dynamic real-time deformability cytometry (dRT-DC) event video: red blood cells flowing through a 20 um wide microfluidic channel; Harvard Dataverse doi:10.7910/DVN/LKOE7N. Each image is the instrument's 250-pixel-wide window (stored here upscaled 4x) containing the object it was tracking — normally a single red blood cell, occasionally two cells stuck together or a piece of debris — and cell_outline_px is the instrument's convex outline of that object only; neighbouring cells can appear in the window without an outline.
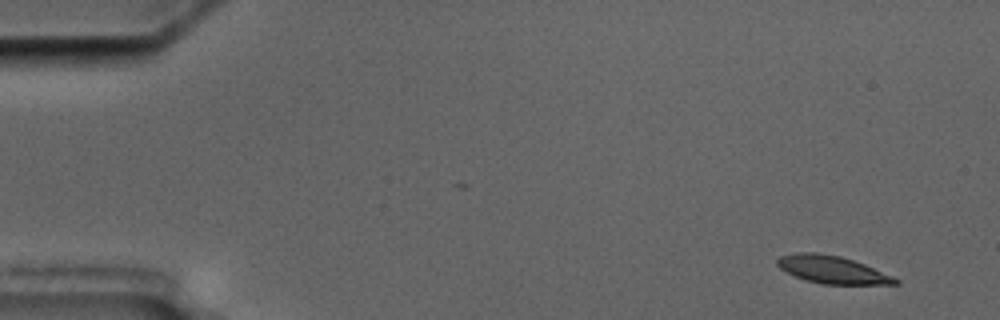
{"species": "common noctule bat (a hibernating species)", "species_latin": "Nyctalus noctula", "temperature_condition": "cold", "stored_images_in_passage": 6, "camera_frame_rate_fps": 3000, "um_per_image_px": 0.085, "animal": {"sex": "male", "body_mass_g": 17.5, "forearm_length_mm": 52.3}, "frame": {"image": 1, "passage_image": 6, "time_ms": 6.333, "image_size_px": [1000, 320], "cell_outline_px": [[900, 284], [820, 284], [804, 280], [780, 268], [776, 264], [776, 260], [780, 256], [796, 252], [816, 252], [840, 256], [864, 264], [892, 276], [900, 280]], "centroid_in_image_um": [70.72, 22.92], "position_along_channel_um": 14.3, "area_um2": 18.9}}